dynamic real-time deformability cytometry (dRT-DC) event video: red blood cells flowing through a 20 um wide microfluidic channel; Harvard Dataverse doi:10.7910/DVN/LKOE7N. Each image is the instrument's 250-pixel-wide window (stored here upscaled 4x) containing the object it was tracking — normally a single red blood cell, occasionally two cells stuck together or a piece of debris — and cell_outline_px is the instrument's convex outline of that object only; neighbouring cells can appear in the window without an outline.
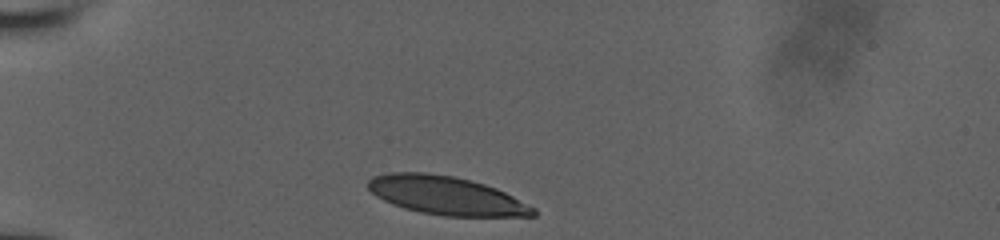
{"species": "human", "species_latin": "Homo sapiens", "temperature_condition": "room temperature", "stored_images_in_passage": 2, "camera_frame_rate_fps": 3000, "um_per_image_px": 0.085, "donor": {"sex": "male"}, "frame": {"image": 1, "passage_image": 1, "time_ms": 0.0, "image_size_px": [1000, 240], "cell_outline_px": [[536, 216], [444, 216], [420, 212], [404, 208], [392, 204], [376, 196], [368, 188], [368, 180], [372, 176], [388, 172], [428, 172], [452, 176], [472, 180], [496, 188], [536, 208]], "centroid_in_image_um": [37.91, 16.61], "position_along_channel_um": 47.1, "area_um2": 37.05}}